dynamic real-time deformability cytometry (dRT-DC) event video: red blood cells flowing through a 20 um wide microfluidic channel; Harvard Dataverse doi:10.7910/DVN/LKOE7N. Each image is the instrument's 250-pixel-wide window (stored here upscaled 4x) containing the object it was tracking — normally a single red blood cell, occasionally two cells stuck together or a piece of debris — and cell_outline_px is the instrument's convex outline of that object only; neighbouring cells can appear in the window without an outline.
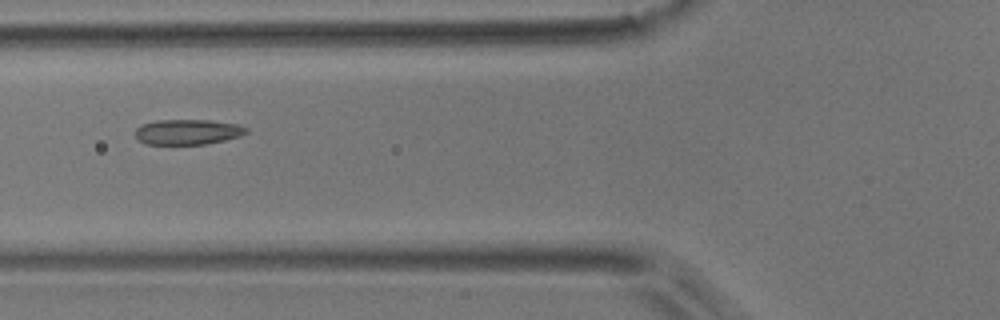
{"species": "common noctule bat (a hibernating species)", "species_latin": "Nyctalus noctula", "temperature_condition": "room temperature", "stored_images_in_passage": 6, "camera_frame_rate_fps": 3000, "um_per_image_px": 0.085, "animal": {"sex": "male", "body_mass_g": 17.9}, "frame": {"image": 1, "passage_image": 6, "time_ms": 5.667, "image_size_px": [1000, 320], "cell_outline_px": [[248, 132], [240, 136], [224, 140], [204, 144], [144, 144], [136, 136], [136, 128], [140, 124], [156, 120], [208, 120], [240, 124], [248, 128]], "centroid_in_image_um": [15.96, 11.2], "position_along_channel_um": 109.8, "area_um2": 16.42}}